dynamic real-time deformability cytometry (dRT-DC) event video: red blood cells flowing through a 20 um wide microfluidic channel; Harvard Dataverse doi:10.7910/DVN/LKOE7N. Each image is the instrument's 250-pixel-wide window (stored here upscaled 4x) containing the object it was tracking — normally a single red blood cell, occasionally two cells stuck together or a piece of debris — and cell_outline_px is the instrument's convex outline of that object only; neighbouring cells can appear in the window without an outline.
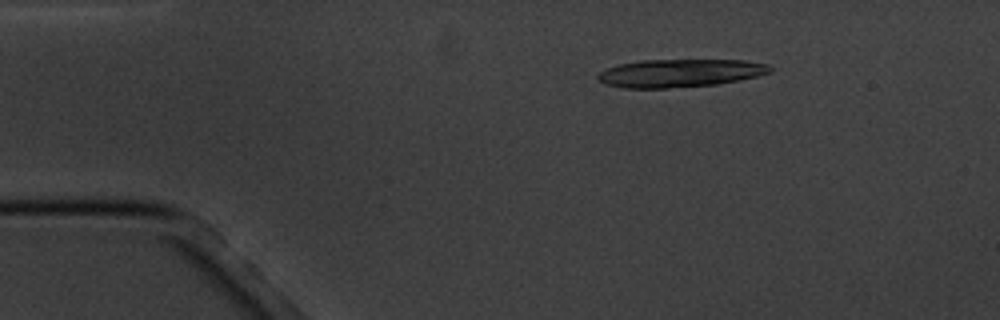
{"species": "common noctule bat (a hibernating species)", "species_latin": "Nyctalus noctula", "temperature_condition": "cold", "stored_images_in_passage": 6, "segment_of_instrument_passage": [1, 2], "camera_frame_rate_fps": 3000, "um_per_image_px": 0.085, "animal": {"sex": "male", "body_mass_g": 20.1, "forearm_length_mm": 53.5}, "frame": {"image": 1, "passage_image": 3, "time_ms": 2.333, "image_size_px": [1000, 320], "cell_outline_px": [[772, 72], [740, 80], [716, 84], [668, 88], [624, 88], [604, 84], [596, 76], [600, 72], [608, 68], [620, 64], [640, 60], [744, 60], [768, 64], [772, 68]], "centroid_in_image_um": [57.81, 6.21], "position_along_channel_um": 27.2, "area_um2": 28.03}}